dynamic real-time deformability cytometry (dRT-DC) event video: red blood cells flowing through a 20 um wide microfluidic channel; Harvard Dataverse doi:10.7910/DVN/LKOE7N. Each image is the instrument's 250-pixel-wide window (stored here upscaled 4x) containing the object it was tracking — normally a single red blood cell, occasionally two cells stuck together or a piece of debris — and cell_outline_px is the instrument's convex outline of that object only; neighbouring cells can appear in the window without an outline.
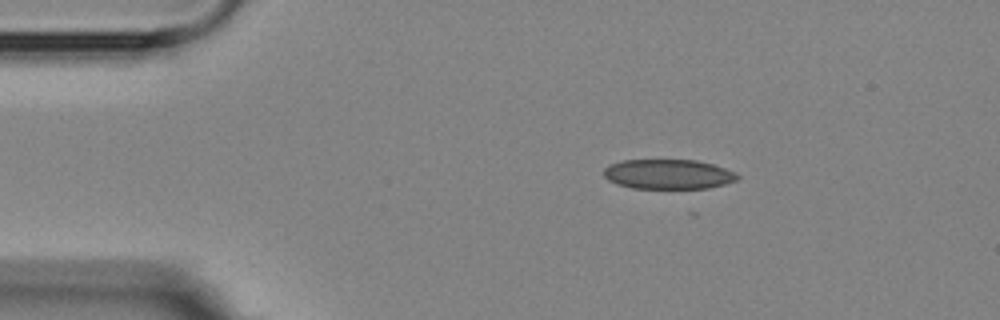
{"species": "Egyptian fruit bat (a non-hibernating species)", "species_latin": "Rousettus aegyptiacus", "temperature_condition": "room temperature", "stored_images_in_passage": 2, "camera_frame_rate_fps": 3000, "um_per_image_px": 0.085, "animal": {"sex": "female"}, "frame": {"image": 1, "passage_image": 1, "time_ms": 0.0, "image_size_px": [1000, 320], "cell_outline_px": [[740, 176], [736, 180], [724, 184], [708, 188], [632, 188], [616, 184], [608, 180], [604, 176], [604, 168], [608, 164], [624, 160], [696, 160], [712, 164], [736, 172]], "centroid_in_image_um": [56.78, 14.8], "position_along_channel_um": 28.2, "area_um2": 23.18}}